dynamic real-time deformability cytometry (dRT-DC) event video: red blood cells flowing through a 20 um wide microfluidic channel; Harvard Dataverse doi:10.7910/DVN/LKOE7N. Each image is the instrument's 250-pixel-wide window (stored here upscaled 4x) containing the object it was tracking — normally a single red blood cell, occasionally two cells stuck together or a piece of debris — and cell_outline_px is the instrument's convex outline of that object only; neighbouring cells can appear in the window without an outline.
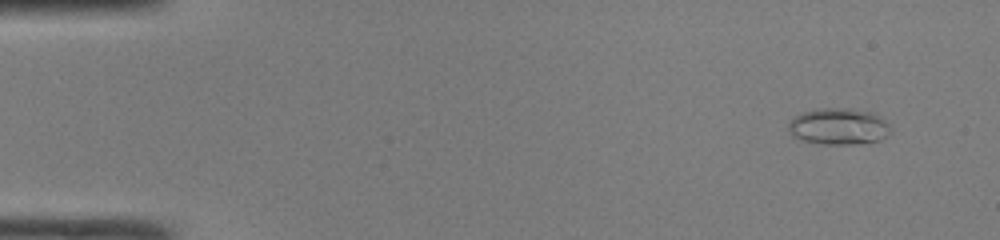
{"species": "common noctule bat (a hibernating species)", "species_latin": "Nyctalus noctula", "temperature_condition": "room temperature", "stored_images_in_passage": 31, "camera_frame_rate_fps": 3000, "um_per_image_px": 0.085, "animal": {"sex": "male", "body_mass_g": 19.0, "forearm_length_mm": 50.8}, "frame": {"image": 1, "passage_image": 4, "time_ms": 1.0, "image_size_px": [1000, 240], "cell_outline_px": [[892, 132], [880, 140], [852, 144], [824, 144], [804, 140], [792, 136], [788, 128], [788, 124], [800, 112], [816, 108], [852, 108], [872, 112], [884, 120], [888, 124]], "centroid_in_image_um": [71.28, 10.73], "position_along_channel_um": 13.7, "area_um2": 21.73}}
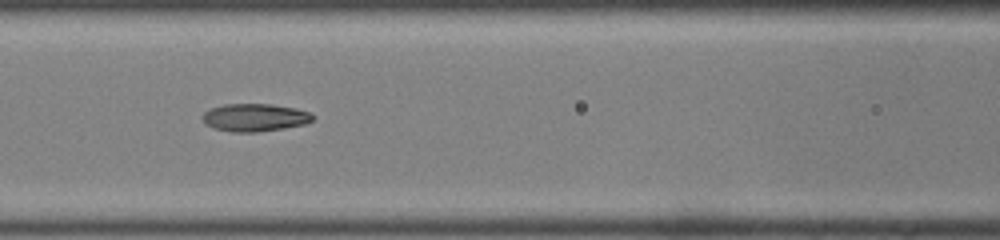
{"frame": {"image": 2, "passage_image": 22, "time_ms": 7.0, "image_size_px": [1000, 240], "cell_outline_px": [[316, 116], [312, 120], [304, 124], [256, 132], [232, 132], [216, 128], [208, 124], [200, 116], [204, 112], [212, 108], [224, 104], [272, 104], [296, 108], [308, 112]], "centroid_in_image_um": [21.66, 9.97], "position_along_channel_um": 144.9, "area_um2": 17.57}}
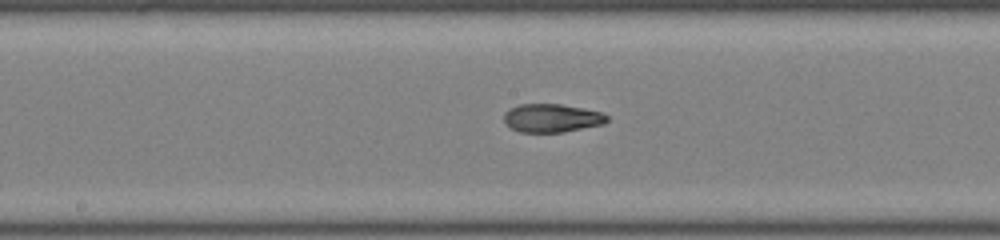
{"frame": {"image": 3, "passage_image": 26, "time_ms": 8.333, "image_size_px": [1000, 240], "cell_outline_px": [[608, 120], [604, 124], [560, 132], [520, 132], [512, 128], [504, 120], [504, 112], [520, 104], [560, 104], [584, 108], [604, 112], [608, 116]], "centroid_in_image_um": [46.94, 10.02], "position_along_channel_um": 201.3, "area_um2": 16.94}}